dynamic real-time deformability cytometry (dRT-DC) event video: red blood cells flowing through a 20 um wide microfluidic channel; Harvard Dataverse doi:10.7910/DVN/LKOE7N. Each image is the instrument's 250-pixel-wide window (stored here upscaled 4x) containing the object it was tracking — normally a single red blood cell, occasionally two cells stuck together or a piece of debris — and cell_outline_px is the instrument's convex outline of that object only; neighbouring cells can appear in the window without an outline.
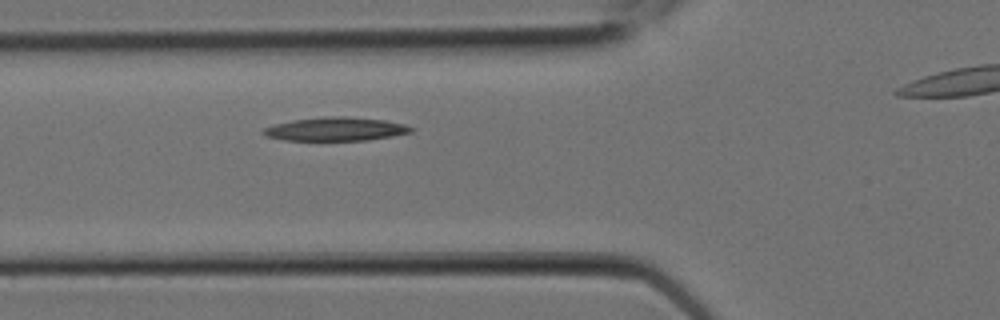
{"species": "Egyptian fruit bat (a non-hibernating species)", "species_latin": "Rousettus aegyptiacus", "temperature_condition": "room temperature", "stored_images_in_passage": 7, "segment_of_instrument_passage": [1, 2], "camera_frame_rate_fps": 3000, "um_per_image_px": 0.085, "animal": {"sex": "female"}, "frame": {"image": 1, "passage_image": 6, "time_ms": 1.667, "image_size_px": [1000, 320], "cell_outline_px": [[412, 132], [392, 136], [368, 140], [284, 140], [268, 136], [260, 132], [264, 128], [276, 124], [292, 120], [324, 116], [344, 116], [384, 120], [404, 124], [412, 128]], "centroid_in_image_um": [28.52, 10.96], "position_along_channel_um": 97.3, "area_um2": 20.11}}